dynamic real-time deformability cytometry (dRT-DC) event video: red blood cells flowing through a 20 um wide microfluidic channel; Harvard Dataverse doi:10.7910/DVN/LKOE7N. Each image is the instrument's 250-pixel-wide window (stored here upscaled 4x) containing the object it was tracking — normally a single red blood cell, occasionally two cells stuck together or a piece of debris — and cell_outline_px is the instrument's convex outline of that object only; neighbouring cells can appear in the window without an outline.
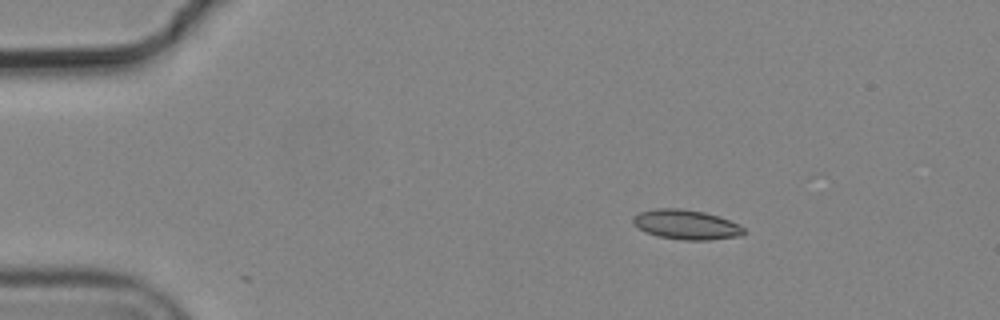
{"species": "common noctule bat (a hibernating species)", "species_latin": "Nyctalus noctula", "temperature_condition": "cold", "stored_images_in_passage": 4, "camera_frame_rate_fps": 3000, "um_per_image_px": 0.085, "animal": {"sex": "male", "body_mass_g": 19.2, "forearm_length_mm": 51.8}, "frame": {"image": 1, "passage_image": 1, "time_ms": 0.0, "image_size_px": [1000, 320], "cell_outline_px": [[744, 232], [740, 236], [708, 240], [684, 240], [656, 236], [644, 232], [636, 228], [632, 224], [632, 216], [640, 212], [656, 208], [680, 208], [704, 212], [720, 216], [744, 228]], "centroid_in_image_um": [58.25, 19.09], "position_along_channel_um": 26.8, "area_um2": 19.31}}
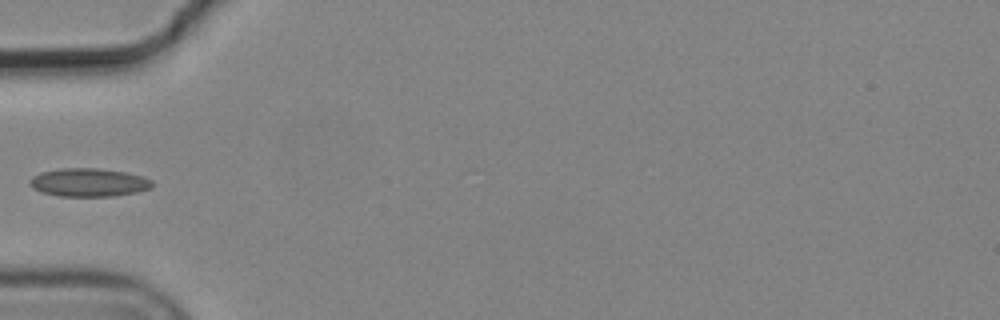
{"frame": {"image": 2, "passage_image": 3, "time_ms": 0.667, "image_size_px": [1000, 320], "cell_outline_px": [[152, 188], [136, 192], [112, 196], [60, 196], [40, 192], [32, 188], [28, 180], [32, 176], [40, 172], [60, 168], [96, 168], [124, 172], [144, 176], [152, 180]], "centroid_in_image_um": [7.51, 15.5], "position_along_channel_um": 77.5, "area_um2": 20.29}}
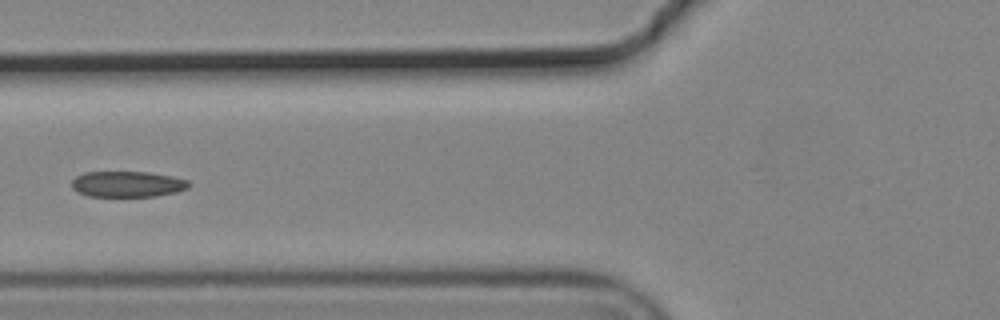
{"frame": {"image": 3, "passage_image": 4, "time_ms": 1.0, "image_size_px": [1000, 320], "cell_outline_px": [[192, 184], [188, 188], [176, 192], [156, 196], [88, 196], [76, 192], [72, 188], [72, 180], [76, 176], [84, 172], [148, 172], [172, 176], [188, 180]], "centroid_in_image_um": [10.83, 15.65], "position_along_channel_um": 115.0, "area_um2": 17.74}}